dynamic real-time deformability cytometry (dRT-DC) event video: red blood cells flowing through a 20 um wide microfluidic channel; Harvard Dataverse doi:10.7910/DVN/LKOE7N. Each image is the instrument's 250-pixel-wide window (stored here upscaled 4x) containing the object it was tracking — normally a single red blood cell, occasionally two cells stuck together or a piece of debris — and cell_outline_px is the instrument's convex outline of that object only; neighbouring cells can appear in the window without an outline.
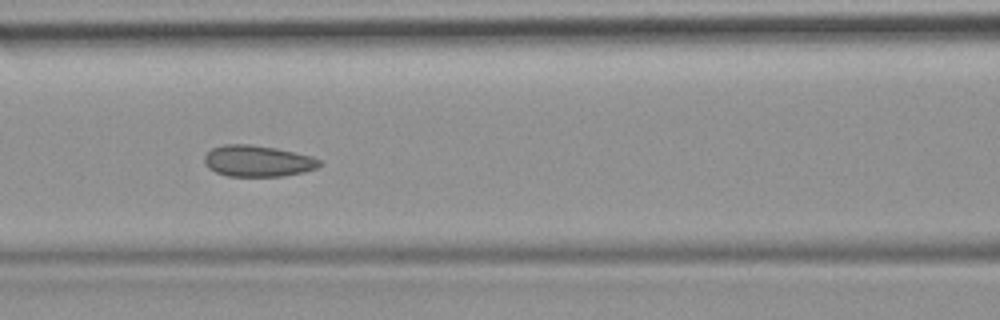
{"species": "common noctule bat (a hibernating species)", "species_latin": "Nyctalus noctula", "temperature_condition": "room temperature", "stored_images_in_passage": 50, "camera_frame_rate_fps": 3000, "um_per_image_px": 0.085, "animal": {"sex": "female", "body_mass_g": 19.9}, "frame": {"image": 1, "passage_image": 22, "time_ms": 7.0, "image_size_px": [1000, 320], "cell_outline_px": [[320, 164], [316, 168], [304, 172], [284, 176], [228, 176], [216, 172], [208, 168], [204, 164], [204, 156], [212, 148], [224, 144], [252, 144], [276, 148], [312, 156], [320, 160]], "centroid_in_image_um": [21.88, 13.68], "position_along_channel_um": 144.7, "area_um2": 21.04}}